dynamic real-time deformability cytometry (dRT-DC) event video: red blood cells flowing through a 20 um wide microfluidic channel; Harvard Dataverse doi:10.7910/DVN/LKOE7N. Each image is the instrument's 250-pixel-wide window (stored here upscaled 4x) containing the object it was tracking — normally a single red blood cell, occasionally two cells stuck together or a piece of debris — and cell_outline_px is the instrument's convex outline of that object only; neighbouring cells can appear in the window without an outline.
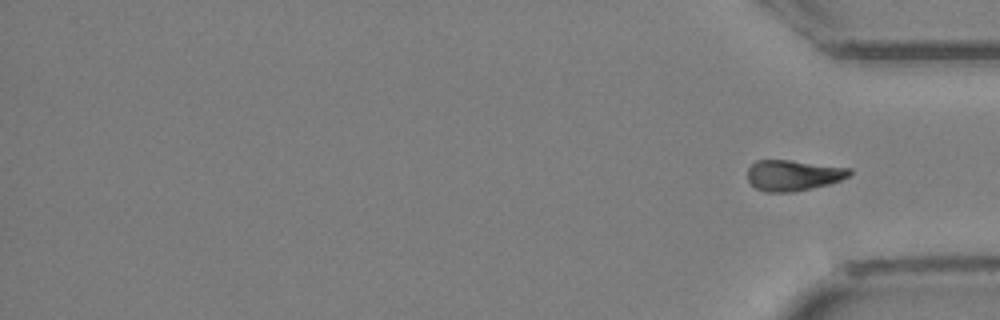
{"species": "Egyptian fruit bat (a non-hibernating species)", "species_latin": "Rousettus aegyptiacus", "temperature_condition": "cold", "stored_images_in_passage": 34, "segment_of_instrument_passage": [2, 2], "camera_frame_rate_fps": 3000, "um_per_image_px": 0.085, "animal": {"sex": "female"}, "frame": {"image": 1, "passage_image": 34, "time_ms": 11.0, "image_size_px": [1000, 320], "cell_outline_px": [[852, 172], [848, 176], [840, 180], [828, 184], [792, 192], [764, 192], [756, 188], [748, 180], [748, 168], [756, 160], [788, 160], [852, 168]], "centroid_in_image_um": [67.41, 14.9], "position_along_channel_um": 367.8, "area_um2": 18.15}}